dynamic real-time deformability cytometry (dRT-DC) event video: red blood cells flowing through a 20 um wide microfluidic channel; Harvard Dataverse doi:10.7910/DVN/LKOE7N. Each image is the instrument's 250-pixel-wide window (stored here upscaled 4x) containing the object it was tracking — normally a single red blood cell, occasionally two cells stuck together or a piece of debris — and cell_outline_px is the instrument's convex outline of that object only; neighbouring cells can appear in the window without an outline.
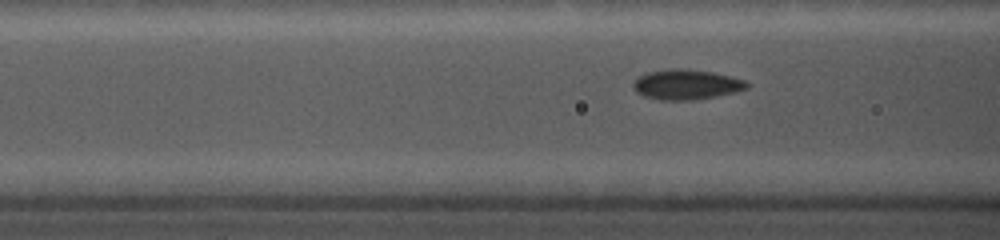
{"species": "common noctule bat (a hibernating species)", "species_latin": "Nyctalus noctula", "temperature_condition": "cold", "stored_images_in_passage": 60, "camera_frame_rate_fps": 5000, "um_per_image_px": 0.085, "animal": {"sex": "female", "body_mass_g": 19.0, "forearm_length_mm": 56.7}, "frame": {"image": 1, "passage_image": 12, "time_ms": 2.2, "image_size_px": [1000, 240], "cell_outline_px": [[748, 88], [736, 92], [716, 96], [692, 100], [660, 100], [644, 96], [636, 92], [632, 84], [640, 76], [648, 72], [672, 68], [680, 68], [712, 72], [744, 80], [748, 84]], "centroid_in_image_um": [58.33, 7.19], "position_along_channel_um": 108.3, "area_um2": 19.71}}
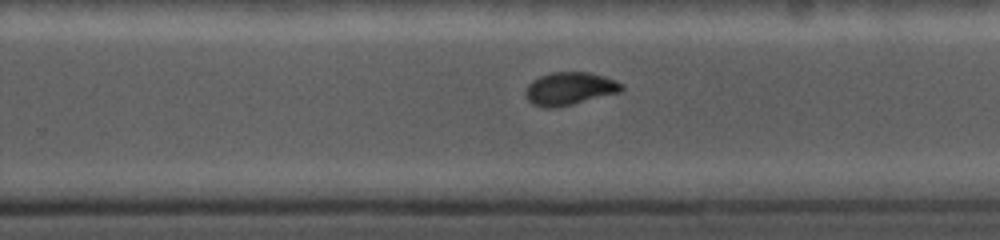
{"frame": {"image": 2, "passage_image": 35, "time_ms": 6.8, "image_size_px": [1000, 240], "cell_outline_px": [[624, 88], [620, 92], [556, 108], [544, 108], [532, 104], [524, 96], [524, 92], [528, 84], [532, 80], [540, 76], [552, 72], [592, 72], [616, 80], [624, 84]], "centroid_in_image_um": [48.4, 7.53], "position_along_channel_um": 281.4, "area_um2": 18.61}}
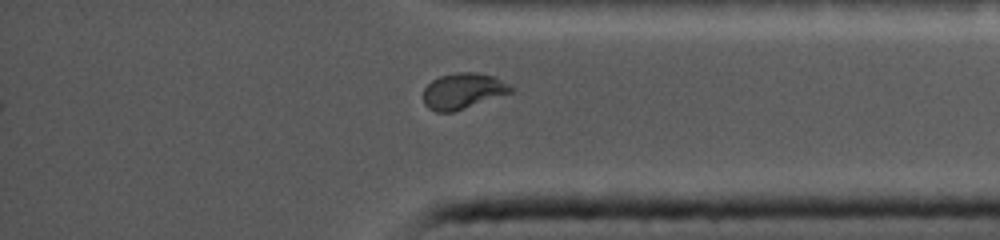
{"frame": {"image": 3, "passage_image": 50, "time_ms": 9.8, "image_size_px": [1000, 240], "cell_outline_px": [[512, 92], [452, 112], [436, 112], [428, 108], [424, 104], [424, 88], [432, 80], [440, 76], [456, 72], [476, 72], [492, 76], [508, 84], [512, 88]], "centroid_in_image_um": [39.31, 7.73], "position_along_channel_um": 395.9, "area_um2": 17.98}}